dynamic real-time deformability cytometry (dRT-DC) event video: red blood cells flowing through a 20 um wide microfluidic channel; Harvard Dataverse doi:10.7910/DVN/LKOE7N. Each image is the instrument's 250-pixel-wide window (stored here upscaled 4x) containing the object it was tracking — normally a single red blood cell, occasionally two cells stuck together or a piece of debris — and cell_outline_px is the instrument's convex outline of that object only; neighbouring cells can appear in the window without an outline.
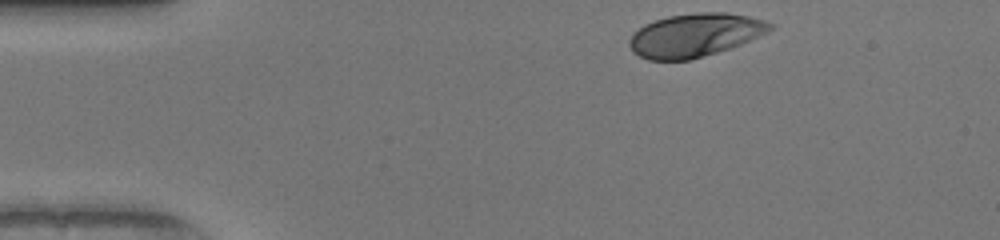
{"species": "human", "species_latin": "Homo sapiens", "temperature_condition": "warm", "stored_images_in_passage": 34, "camera_frame_rate_fps": 3000, "um_per_image_px": 0.085, "donor": {"sex": "female"}, "frame": {"image": 1, "passage_image": 1, "time_ms": 0.0, "image_size_px": [1000, 240], "cell_outline_px": [[776, 28], [768, 32], [740, 44], [716, 52], [688, 60], [648, 60], [632, 52], [628, 44], [628, 40], [632, 32], [644, 24], [668, 16], [700, 12], [728, 12], [748, 16], [764, 20], [776, 24]], "centroid_in_image_um": [59.06, 2.97], "position_along_channel_um": 25.9, "area_um2": 35.66}}
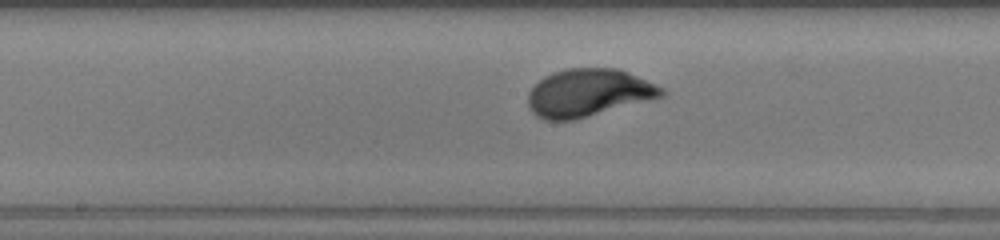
{"frame": {"image": 2, "passage_image": 19, "time_ms": 6.0, "image_size_px": [1000, 240], "cell_outline_px": [[668, 92], [664, 96], [572, 120], [544, 120], [536, 116], [528, 108], [528, 92], [544, 76], [552, 72], [568, 68], [616, 68], [628, 72], [664, 88]], "centroid_in_image_um": [50.0, 7.88], "position_along_channel_um": 198.2, "area_um2": 36.93}}
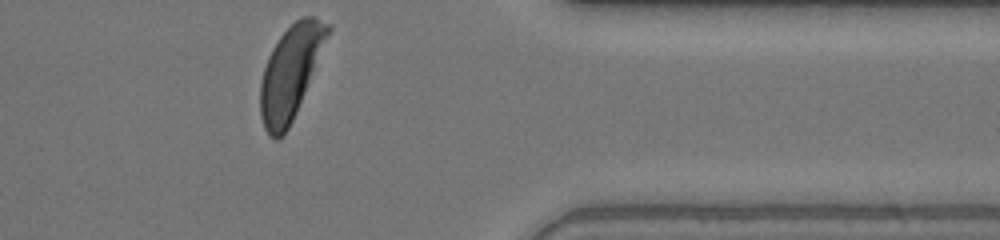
{"frame": {"image": 3, "passage_image": 34, "time_ms": 11.0, "image_size_px": [1000, 240], "cell_outline_px": [[332, 28], [296, 112], [284, 136], [276, 140], [264, 128], [260, 116], [260, 84], [264, 68], [268, 56], [272, 48], [280, 36], [296, 20], [304, 16], [312, 16], [332, 24]], "centroid_in_image_um": [24.69, 6.14], "position_along_channel_um": 386.7, "area_um2": 36.07}, "authors_computed_cell_mechanics": {"area_um2": 36.0094, "velocity_mm_per_s": 4.1103, "shape_relaxation_time_tau1_ms": 2.129, "shape_relaxation_time_tau2_ms": null, "deformation_change_tau1": 0.1803, "deformation_change_tau2": null}}